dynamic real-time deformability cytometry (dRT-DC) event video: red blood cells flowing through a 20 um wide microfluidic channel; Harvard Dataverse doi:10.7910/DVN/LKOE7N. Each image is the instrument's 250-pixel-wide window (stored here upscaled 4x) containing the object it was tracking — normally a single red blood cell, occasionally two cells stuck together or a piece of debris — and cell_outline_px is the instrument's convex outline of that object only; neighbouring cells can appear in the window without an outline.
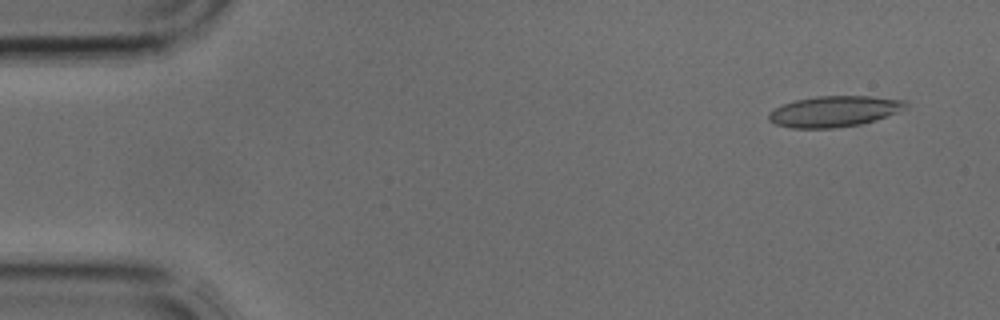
{"species": "common noctule bat (a hibernating species)", "species_latin": "Nyctalus noctula", "temperature_condition": "cold", "stored_images_in_passage": 40, "camera_frame_rate_fps": 3000, "um_per_image_px": 0.085, "animal": {"sex": "male", "body_mass_g": 17.9, "forearm_length_mm": 54.2}, "frame": {"image": 1, "passage_image": 3, "time_ms": 0.667, "image_size_px": [1000, 320], "cell_outline_px": [[908, 108], [876, 120], [860, 124], [836, 128], [792, 128], [776, 124], [768, 120], [768, 112], [784, 104], [796, 100], [816, 96], [868, 96], [908, 100]], "centroid_in_image_um": [70.95, 9.46], "position_along_channel_um": 14.1, "area_um2": 24.74}}
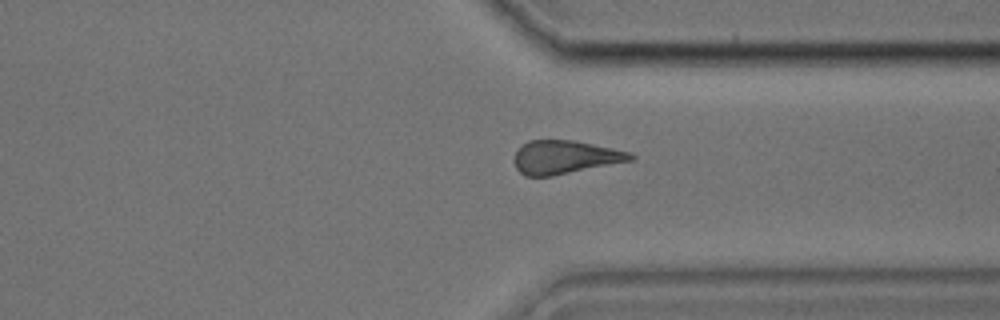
{"frame": {"image": 2, "passage_image": 30, "time_ms": 9.667, "image_size_px": [1000, 320], "cell_outline_px": [[636, 160], [552, 176], [524, 176], [516, 168], [516, 152], [528, 140], [572, 140], [612, 148], [628, 152], [636, 156]], "centroid_in_image_um": [48.07, 13.37], "position_along_channel_um": 363.3, "area_um2": 22.48}}
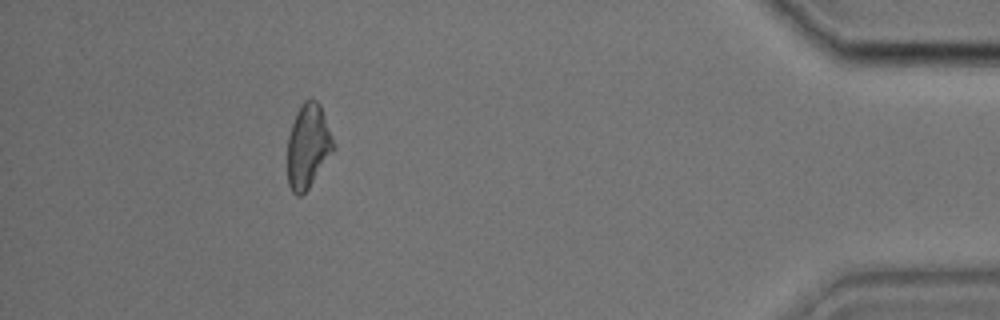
{"frame": {"image": 3, "passage_image": 36, "time_ms": 11.667, "image_size_px": [1000, 320], "cell_outline_px": [[332, 152], [308, 188], [300, 196], [296, 196], [292, 192], [288, 184], [288, 136], [296, 112], [300, 104], [304, 100], [316, 100], [320, 104], [332, 140]], "centroid_in_image_um": [26.13, 12.42], "position_along_channel_um": 409.1, "area_um2": 21.85}}